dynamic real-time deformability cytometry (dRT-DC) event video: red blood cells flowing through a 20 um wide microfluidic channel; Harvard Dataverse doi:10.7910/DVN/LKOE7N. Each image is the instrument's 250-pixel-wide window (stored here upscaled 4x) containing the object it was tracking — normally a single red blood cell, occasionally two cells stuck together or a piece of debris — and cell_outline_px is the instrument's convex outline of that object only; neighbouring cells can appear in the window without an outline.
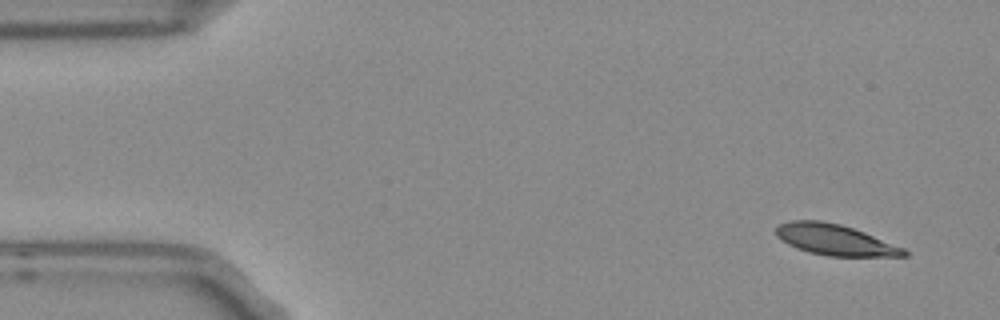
{"species": "Egyptian fruit bat (a non-hibernating species)", "species_latin": "Rousettus aegyptiacus", "temperature_condition": "room temperature", "stored_images_in_passage": 4, "camera_frame_rate_fps": 3000, "um_per_image_px": 0.085, "frame": {"image": 1, "passage_image": 1, "time_ms": 0.0, "image_size_px": [1000, 320], "cell_outline_px": [[908, 256], [828, 256], [808, 252], [796, 248], [788, 244], [776, 236], [776, 224], [792, 220], [820, 220], [840, 224], [864, 232], [904, 248], [908, 252]], "centroid_in_image_um": [70.94, 20.38], "position_along_channel_um": 14.1, "area_um2": 23.0}}
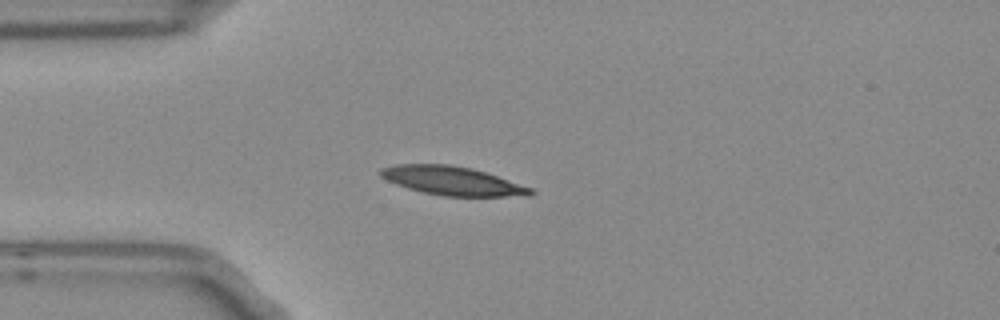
{"frame": {"image": 2, "passage_image": 4, "time_ms": 1.0, "image_size_px": [1000, 320], "cell_outline_px": [[536, 192], [528, 196], [444, 196], [424, 192], [408, 188], [396, 184], [380, 176], [380, 168], [396, 164], [448, 164], [472, 168], [532, 188]], "centroid_in_image_um": [38.44, 15.37], "position_along_channel_um": 46.6, "area_um2": 24.85}}